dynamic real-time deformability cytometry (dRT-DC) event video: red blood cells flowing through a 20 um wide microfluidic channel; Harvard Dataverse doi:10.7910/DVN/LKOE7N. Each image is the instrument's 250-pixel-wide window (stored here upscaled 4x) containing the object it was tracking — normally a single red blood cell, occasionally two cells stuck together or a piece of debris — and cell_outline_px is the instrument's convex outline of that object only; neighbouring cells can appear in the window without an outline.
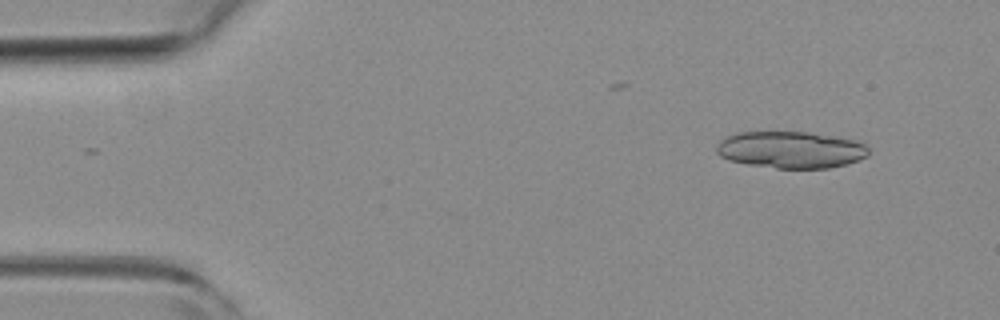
{"species": "common noctule bat (a hibernating species)", "species_latin": "Nyctalus noctula", "temperature_condition": "room temperature", "stored_images_in_passage": 8, "segment_of_instrument_passage": [1, 2], "camera_frame_rate_fps": 3000, "um_per_image_px": 0.085, "animal": {"sex": "female", "body_mass_g": 19.3, "forearm_length_mm": 54.1}, "frame": {"image": 1, "passage_image": 1, "time_ms": 0.0, "image_size_px": [1000, 320], "cell_outline_px": [[868, 156], [860, 160], [848, 164], [828, 168], [776, 168], [748, 164], [728, 160], [720, 156], [716, 152], [716, 144], [720, 140], [736, 132], [808, 132], [856, 140], [864, 144], [868, 148]], "centroid_in_image_um": [67.21, 12.73], "position_along_channel_um": 17.8, "area_um2": 32.77}}